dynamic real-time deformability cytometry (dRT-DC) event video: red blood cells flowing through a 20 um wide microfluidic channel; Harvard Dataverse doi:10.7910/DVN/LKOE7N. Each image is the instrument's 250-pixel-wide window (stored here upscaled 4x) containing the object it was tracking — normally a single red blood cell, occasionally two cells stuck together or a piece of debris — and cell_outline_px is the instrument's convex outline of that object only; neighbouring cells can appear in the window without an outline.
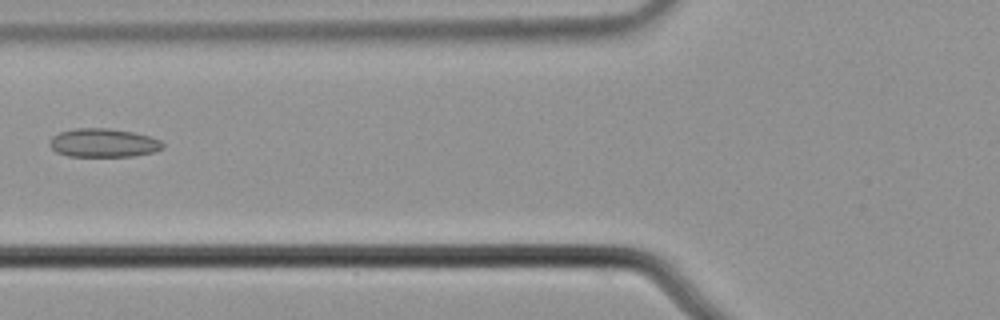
{"species": "common noctule bat (a hibernating species)", "species_latin": "Nyctalus noctula", "temperature_condition": "cold", "stored_images_in_passage": 5, "camera_frame_rate_fps": 3000, "um_per_image_px": 0.085, "animal": {"sex": "male", "body_mass_g": 21.5, "forearm_length_mm": 52.0}, "frame": {"image": 1, "passage_image": 4, "time_ms": 1.0, "image_size_px": [1000, 320], "cell_outline_px": [[164, 148], [156, 152], [132, 156], [68, 156], [56, 152], [48, 144], [48, 140], [52, 136], [60, 132], [72, 128], [108, 128], [132, 132], [148, 136], [160, 140], [164, 144]], "centroid_in_image_um": [8.77, 12.14], "position_along_channel_um": 117.0, "area_um2": 19.02}}
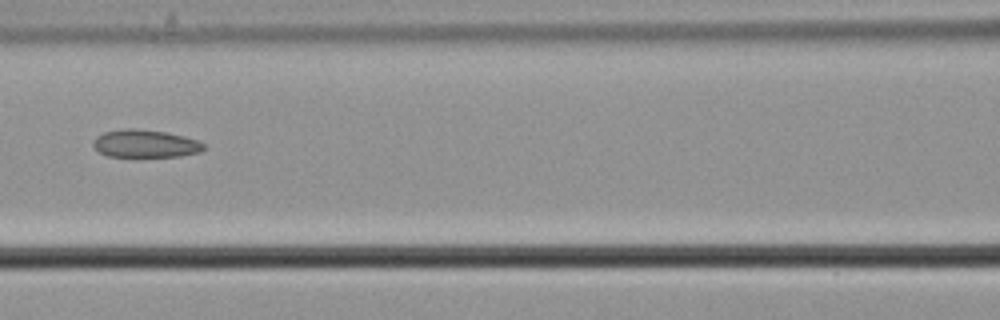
{"frame": {"image": 2, "passage_image": 5, "time_ms": 1.333, "image_size_px": [1000, 320], "cell_outline_px": [[204, 148], [200, 152], [180, 156], [136, 160], [108, 156], [100, 152], [92, 144], [92, 140], [96, 136], [104, 132], [124, 128], [132, 128], [168, 132], [184, 136], [196, 140], [204, 144]], "centroid_in_image_um": [12.31, 12.26], "position_along_channel_um": 154.3, "area_um2": 18.84}}